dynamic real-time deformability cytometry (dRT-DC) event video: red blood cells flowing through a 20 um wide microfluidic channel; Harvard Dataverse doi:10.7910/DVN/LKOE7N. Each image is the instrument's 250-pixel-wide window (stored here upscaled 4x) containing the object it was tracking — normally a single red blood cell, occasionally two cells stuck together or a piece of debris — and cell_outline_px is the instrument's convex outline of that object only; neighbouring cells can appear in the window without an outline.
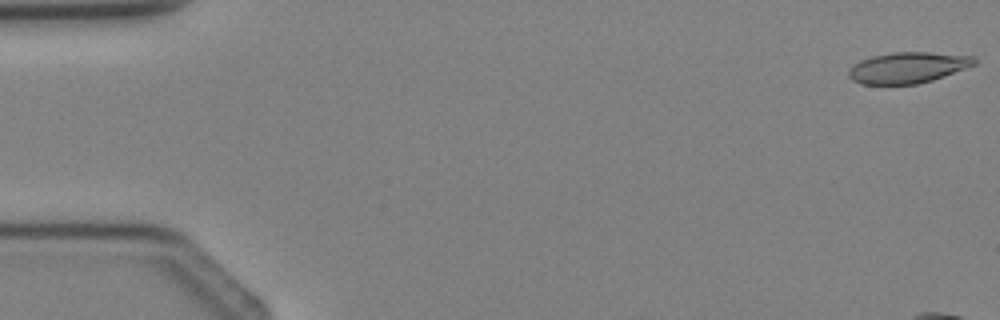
{"species": "Egyptian fruit bat (a non-hibernating species)", "species_latin": "Rousettus aegyptiacus", "temperature_condition": "cold", "stored_images_in_passage": 5, "segment_of_instrument_passage": [2, 2], "camera_frame_rate_fps": 3000, "um_per_image_px": 0.085, "animal": {"sex": "female"}, "frame": {"image": 1, "passage_image": 5, "time_ms": 4.667, "image_size_px": [1000, 320], "cell_outline_px": [[976, 64], [932, 80], [916, 84], [860, 84], [852, 80], [848, 76], [848, 68], [860, 60], [872, 56], [892, 52], [928, 52], [976, 56]], "centroid_in_image_um": [77.13, 5.74], "position_along_channel_um": 7.9, "area_um2": 22.72}}